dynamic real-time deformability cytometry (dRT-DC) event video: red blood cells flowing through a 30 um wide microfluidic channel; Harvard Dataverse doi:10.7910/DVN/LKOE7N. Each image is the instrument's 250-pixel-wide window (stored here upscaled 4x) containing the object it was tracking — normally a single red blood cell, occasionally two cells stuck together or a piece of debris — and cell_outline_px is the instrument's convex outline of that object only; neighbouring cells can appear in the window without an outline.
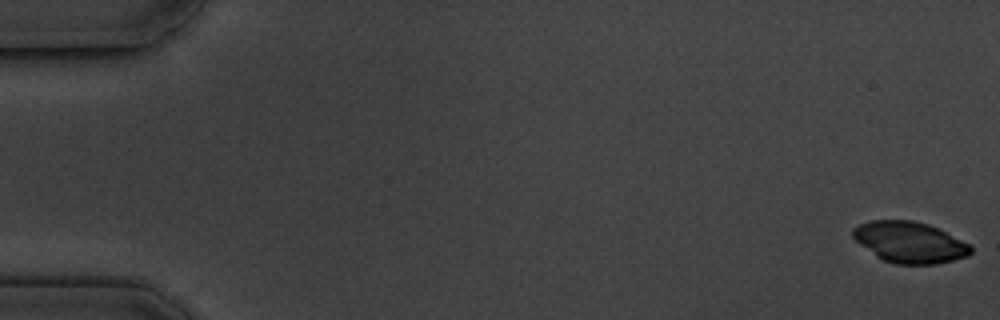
{"species": "common noctule bat (a hibernating species)", "species_latin": "Nyctalus noctula", "temperature_condition": "cold", "stored_images_in_passage": 7, "camera_frame_rate_fps": 3000, "um_per_image_px": 0.085, "animal": {"sex": "male", "body_mass_g": 19.5, "forearm_length_mm": 54.6}, "frame": {"image": 1, "passage_image": 1, "time_ms": 0.0, "image_size_px": [1000, 320], "cell_outline_px": [[972, 252], [968, 256], [936, 264], [896, 264], [884, 260], [876, 256], [860, 244], [852, 236], [852, 228], [860, 224], [872, 220], [912, 220], [928, 224], [968, 244], [972, 248]], "centroid_in_image_um": [77.29, 20.59], "position_along_channel_um": 7.7, "area_um2": 27.86}}
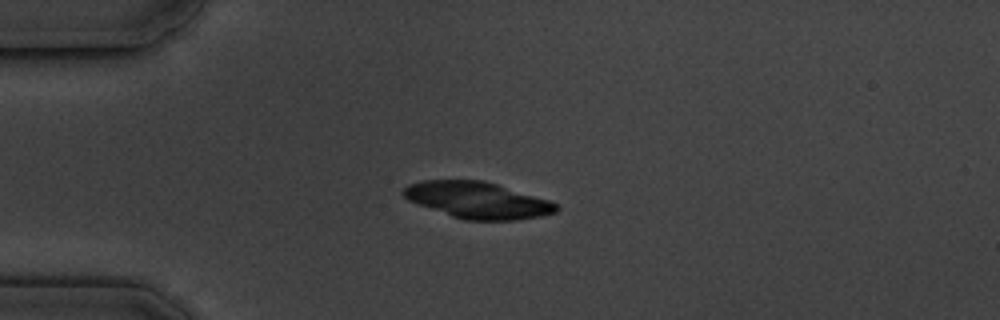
{"frame": {"image": 2, "passage_image": 5, "time_ms": 4.667, "image_size_px": [1000, 320], "cell_outline_px": [[560, 208], [556, 212], [540, 216], [516, 220], [464, 220], [452, 216], [408, 200], [400, 192], [408, 184], [420, 180], [484, 180], [548, 200], [556, 204]], "centroid_in_image_um": [40.57, 17.01], "position_along_channel_um": 44.4, "area_um2": 32.25}}